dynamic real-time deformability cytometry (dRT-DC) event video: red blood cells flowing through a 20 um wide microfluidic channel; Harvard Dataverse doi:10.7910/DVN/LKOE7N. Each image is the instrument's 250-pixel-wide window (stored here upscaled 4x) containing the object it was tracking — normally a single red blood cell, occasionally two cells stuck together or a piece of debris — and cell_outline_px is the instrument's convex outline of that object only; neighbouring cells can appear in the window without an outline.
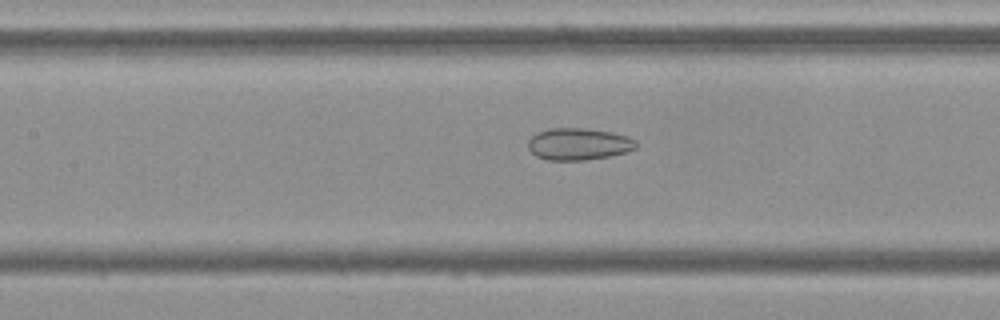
{"species": "Egyptian fruit bat (a non-hibernating species)", "species_latin": "Rousettus aegyptiacus", "temperature_condition": "cold", "stored_images_in_passage": 45, "camera_frame_rate_fps": 3000, "um_per_image_px": 0.085, "frame": {"image": 1, "passage_image": 15, "time_ms": 4.667, "image_size_px": [1000, 320], "cell_outline_px": [[636, 148], [628, 152], [612, 156], [584, 160], [548, 160], [536, 156], [528, 148], [528, 140], [536, 132], [552, 128], [584, 128], [612, 132], [628, 136], [636, 140]], "centroid_in_image_um": [49.2, 12.24], "position_along_channel_um": 158.2, "area_um2": 20.29}}
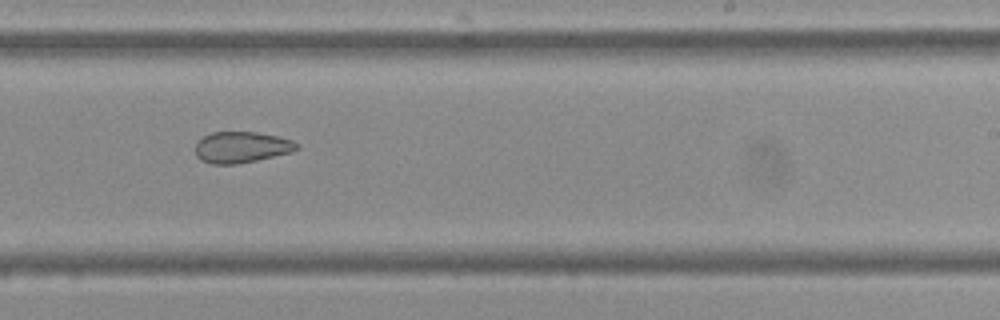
{"frame": {"image": 2, "passage_image": 24, "time_ms": 7.667, "image_size_px": [1000, 320], "cell_outline_px": [[300, 148], [292, 152], [256, 160], [236, 164], [212, 164], [200, 160], [196, 156], [196, 140], [212, 132], [256, 132], [276, 136], [292, 140], [300, 144]], "centroid_in_image_um": [20.52, 12.51], "position_along_channel_um": 268.5, "area_um2": 18.5}}
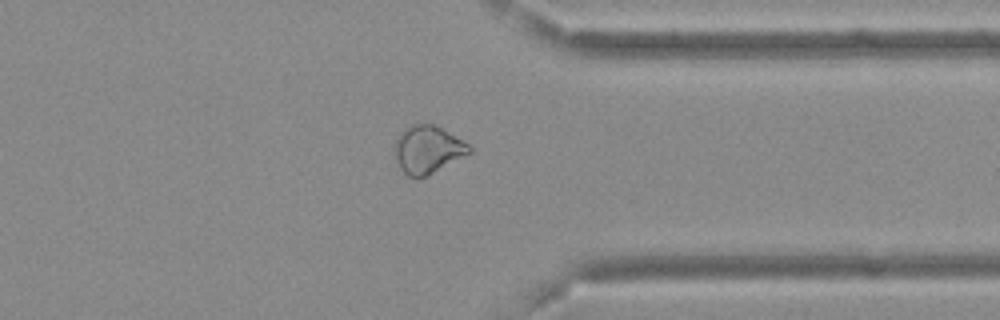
{"frame": {"image": 3, "passage_image": 33, "time_ms": 10.667, "image_size_px": [1000, 320], "cell_outline_px": [[472, 152], [428, 176], [408, 176], [400, 168], [392, 152], [392, 148], [396, 136], [404, 128], [412, 124], [432, 124], [464, 140], [472, 148]], "centroid_in_image_um": [36.32, 12.7], "position_along_channel_um": 375.1, "area_um2": 20.98}, "authors_computed_cell_mechanics": {"area_um2": 21.675, "velocity_mm_per_s": 3.6809, "shape_relaxation_time_tau1_ms": null, "shape_relaxation_time_tau2_ms": 4.3444, "deformation_change_tau1": null, "deformation_change_tau2": 0.1141}}